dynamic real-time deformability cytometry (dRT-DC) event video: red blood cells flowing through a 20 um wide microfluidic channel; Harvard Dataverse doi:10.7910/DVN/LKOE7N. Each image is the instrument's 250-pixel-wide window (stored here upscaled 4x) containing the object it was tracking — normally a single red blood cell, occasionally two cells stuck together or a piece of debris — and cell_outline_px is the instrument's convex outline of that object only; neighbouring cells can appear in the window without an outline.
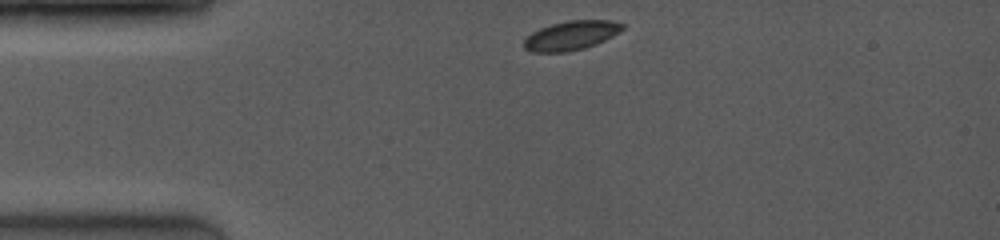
{"species": "common noctule bat (a hibernating species)", "species_latin": "Nyctalus noctula", "temperature_condition": "room temperature", "stored_images_in_passage": 45, "camera_frame_rate_fps": 4000, "um_per_image_px": 0.085, "animal": {"sex": "female", "body_mass_g": 19.0, "forearm_length_mm": 53.3}, "frame": {"image": 1, "passage_image": 1, "time_ms": 0.0, "image_size_px": [1000, 240], "cell_outline_px": [[624, 28], [620, 32], [596, 44], [584, 48], [568, 52], [532, 52], [524, 48], [524, 40], [532, 32], [540, 28], [552, 24], [568, 20], [612, 20], [624, 24]], "centroid_in_image_um": [48.56, 3.01], "position_along_channel_um": 36.4, "area_um2": 16.76}}
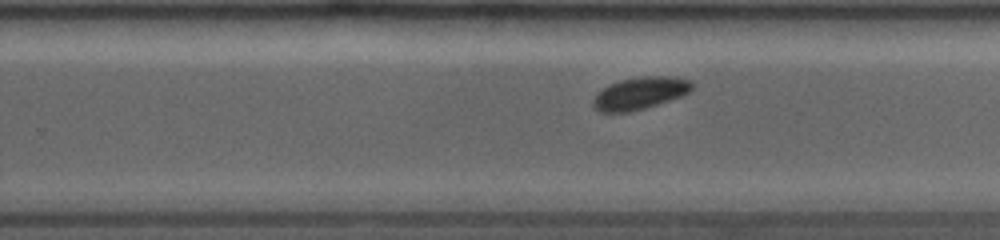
{"frame": {"image": 2, "passage_image": 28, "time_ms": 6.75, "image_size_px": [1000, 240], "cell_outline_px": [[692, 88], [688, 92], [680, 96], [644, 108], [628, 112], [600, 112], [592, 108], [592, 100], [604, 88], [612, 84], [624, 80], [644, 76], [664, 76], [688, 80], [692, 84]], "centroid_in_image_um": [54.35, 7.94], "position_along_channel_um": 275.4, "area_um2": 17.92}}
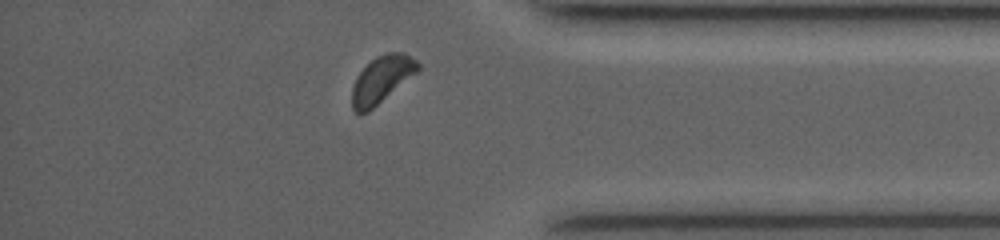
{"frame": {"image": 3, "passage_image": 41, "time_ms": 10.0, "image_size_px": [1000, 240], "cell_outline_px": [[420, 68], [416, 72], [368, 112], [356, 112], [352, 108], [352, 88], [360, 72], [376, 56], [388, 52], [404, 52], [416, 60], [420, 64]], "centroid_in_image_um": [32.45, 6.73], "position_along_channel_um": 402.8, "area_um2": 17.46}, "authors_computed_cell_mechanics": {"area_um2": 17.6868, "velocity_mm_per_s": 4.0732, "shape_relaxation_time_tau1_ms": 2.0689, "shape_relaxation_time_tau2_ms": null, "deformation_change_tau1": 0.0661, "deformation_change_tau2": null}}